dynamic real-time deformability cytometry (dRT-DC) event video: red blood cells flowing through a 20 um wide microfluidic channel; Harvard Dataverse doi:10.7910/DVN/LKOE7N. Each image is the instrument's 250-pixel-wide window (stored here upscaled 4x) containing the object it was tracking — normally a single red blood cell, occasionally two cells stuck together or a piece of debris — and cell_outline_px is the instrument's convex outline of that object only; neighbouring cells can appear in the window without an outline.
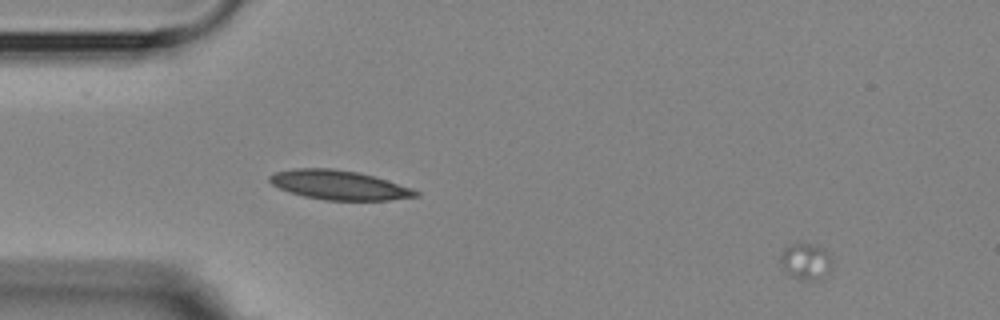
{"species": "Egyptian fruit bat (a non-hibernating species)", "species_latin": "Rousettus aegyptiacus", "temperature_condition": "room temperature", "stored_images_in_passage": 5, "camera_frame_rate_fps": 3000, "um_per_image_px": 0.085, "animal": {"sex": "female"}, "frame": {"image": 1, "passage_image": 1, "time_ms": 0.0, "image_size_px": [1000, 320], "cell_outline_px": [[832, 268], [820, 280], [804, 280], [788, 276], [784, 268], [780, 256], [784, 248], [792, 244], [808, 244], [824, 252], [828, 256]], "centroid_in_image_um": [68.45, 22.28], "position_along_channel_um": 16.6, "area_um2": 10.4}}